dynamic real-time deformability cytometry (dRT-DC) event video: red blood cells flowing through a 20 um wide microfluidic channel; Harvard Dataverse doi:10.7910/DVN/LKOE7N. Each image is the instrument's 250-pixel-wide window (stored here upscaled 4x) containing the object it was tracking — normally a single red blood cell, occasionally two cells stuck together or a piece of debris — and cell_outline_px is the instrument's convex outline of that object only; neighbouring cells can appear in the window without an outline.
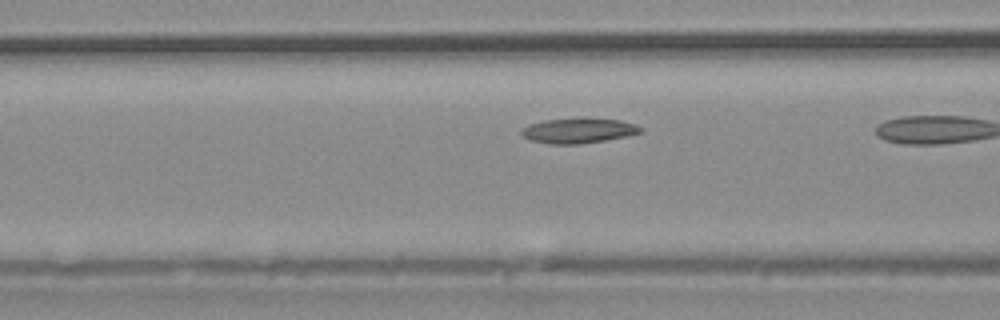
{"species": "common noctule bat (a hibernating species)", "species_latin": "Nyctalus noctula", "temperature_condition": "warm", "stored_images_in_passage": 14, "camera_frame_rate_fps": 3000, "um_per_image_px": 0.085, "animal": {"sex": "male", "body_mass_g": 20.4}, "frame": {"image": 1, "passage_image": 10, "time_ms": 3.0, "image_size_px": [1000, 320], "cell_outline_px": [[644, 132], [628, 136], [580, 144], [548, 144], [532, 140], [524, 136], [520, 132], [524, 128], [532, 124], [544, 120], [576, 116], [584, 116], [620, 120], [636, 124], [644, 128]], "centroid_in_image_um": [49.25, 11.07], "position_along_channel_um": 117.3, "area_um2": 17.92}}